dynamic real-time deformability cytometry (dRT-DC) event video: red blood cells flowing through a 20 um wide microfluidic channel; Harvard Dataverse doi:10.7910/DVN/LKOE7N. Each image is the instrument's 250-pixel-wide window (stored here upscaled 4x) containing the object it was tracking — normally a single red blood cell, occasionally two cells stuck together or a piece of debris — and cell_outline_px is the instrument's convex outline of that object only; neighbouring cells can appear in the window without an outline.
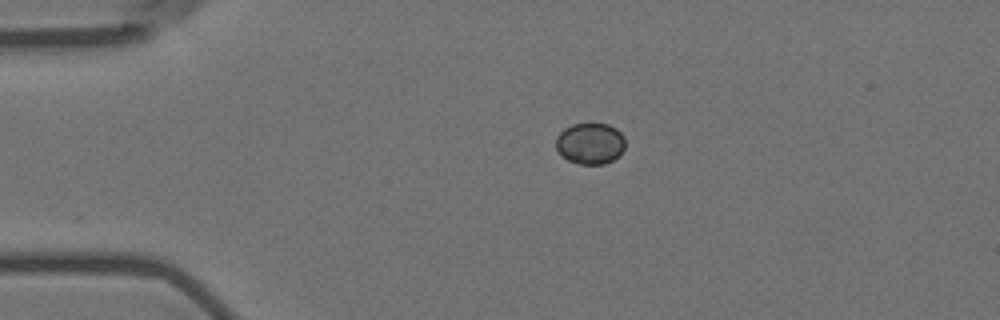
{"species": "Egyptian fruit bat (a non-hibernating species)", "species_latin": "Rousettus aegyptiacus", "temperature_condition": "room temperature", "stored_images_in_passage": 24, "camera_frame_rate_fps": 3000, "um_per_image_px": 0.085, "animal": {"sex": "female"}, "frame": {"image": 1, "passage_image": 1, "time_ms": 0.0, "image_size_px": [1000, 320], "cell_outline_px": [[624, 148], [620, 156], [604, 164], [580, 164], [568, 160], [556, 148], [556, 136], [564, 128], [572, 124], [608, 124], [616, 128], [624, 136]], "centroid_in_image_um": [50.18, 12.19], "position_along_channel_um": 34.8, "area_um2": 16.65}}
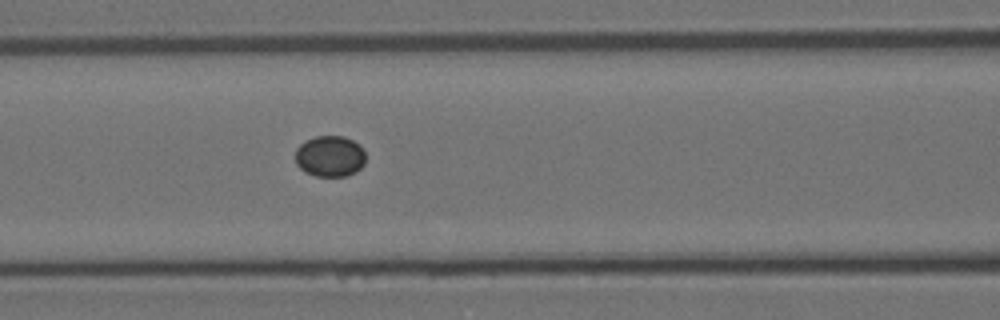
{"frame": {"image": 2, "passage_image": 13, "time_ms": 4.0, "image_size_px": [1000, 320], "cell_outline_px": [[364, 164], [356, 172], [348, 176], [316, 176], [304, 172], [296, 164], [296, 148], [300, 144], [316, 136], [344, 136], [360, 144], [364, 148]], "centroid_in_image_um": [28.06, 13.28], "position_along_channel_um": 138.5, "area_um2": 16.94}}
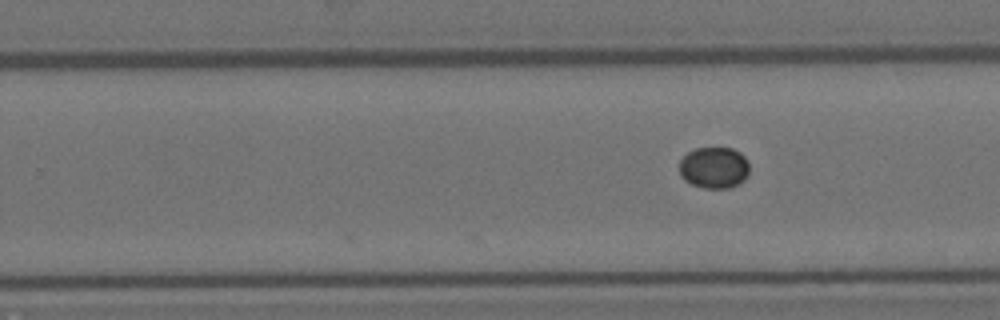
{"frame": {"image": 3, "passage_image": 24, "time_ms": 7.667, "image_size_px": [1000, 320], "cell_outline_px": [[748, 176], [740, 184], [732, 188], [704, 188], [692, 184], [684, 180], [680, 176], [680, 160], [688, 152], [696, 148], [732, 148], [740, 152], [744, 156], [748, 164]], "centroid_in_image_um": [60.7, 14.26], "position_along_channel_um": 269.1, "area_um2": 17.05}}